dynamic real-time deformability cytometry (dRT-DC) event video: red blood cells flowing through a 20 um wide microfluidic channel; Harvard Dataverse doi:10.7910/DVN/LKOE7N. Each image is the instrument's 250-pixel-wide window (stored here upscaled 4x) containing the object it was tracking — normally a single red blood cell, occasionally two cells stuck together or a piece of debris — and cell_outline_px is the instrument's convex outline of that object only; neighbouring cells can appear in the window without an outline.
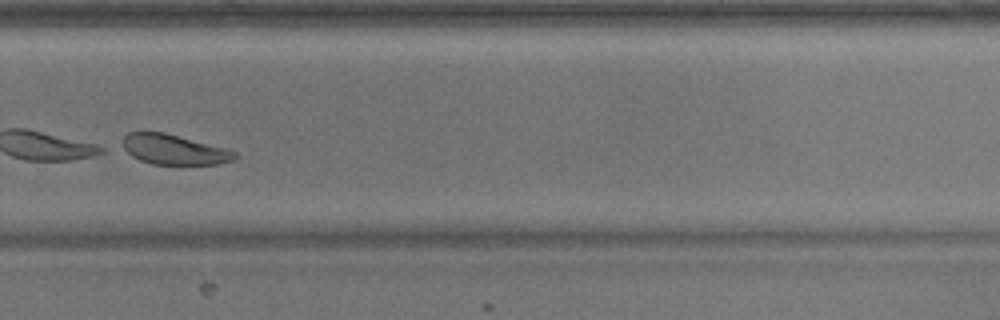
{"species": "common noctule bat (a hibernating species)", "species_latin": "Nyctalus noctula", "temperature_condition": "warm", "stored_images_in_passage": 52, "camera_frame_rate_fps": 3000, "um_per_image_px": 0.085, "animal": {"sex": "male", "body_mass_g": 17.9}, "frame": {"image": 1, "passage_image": 37, "time_ms": 12.0, "image_size_px": [1000, 320], "cell_outline_px": [[236, 156], [232, 160], [220, 164], [152, 164], [140, 160], [132, 156], [120, 148], [124, 136], [128, 132], [164, 132], [228, 148], [236, 152]], "centroid_in_image_um": [14.76, 12.7], "position_along_channel_um": 315.0, "area_um2": 19.83}}